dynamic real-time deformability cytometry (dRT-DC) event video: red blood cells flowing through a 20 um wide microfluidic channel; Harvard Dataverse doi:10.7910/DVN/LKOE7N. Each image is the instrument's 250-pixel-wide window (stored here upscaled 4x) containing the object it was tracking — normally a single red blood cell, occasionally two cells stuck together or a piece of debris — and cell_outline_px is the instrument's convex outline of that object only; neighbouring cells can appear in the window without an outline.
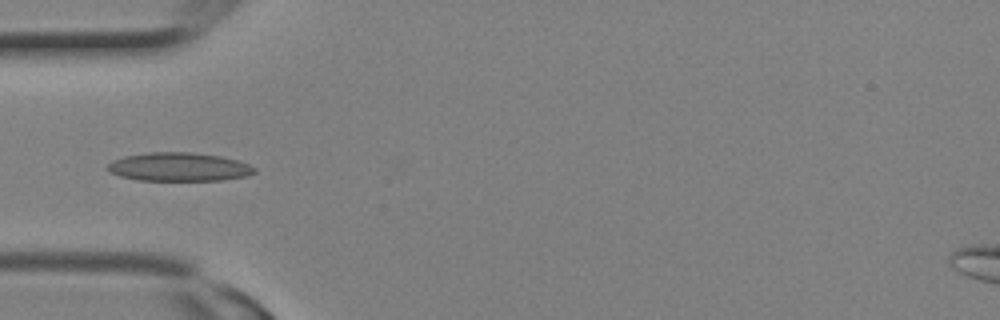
{"species": "Egyptian fruit bat (a non-hibernating species)", "species_latin": "Rousettus aegyptiacus", "temperature_condition": "room temperature", "stored_images_in_passage": 2, "camera_frame_rate_fps": 3000, "um_per_image_px": 0.085, "animal": {"sex": "female"}, "frame": {"image": 1, "passage_image": 2, "time_ms": 0.333, "image_size_px": [1000, 320], "cell_outline_px": [[256, 172], [244, 176], [224, 180], [136, 180], [120, 176], [108, 172], [104, 168], [112, 160], [124, 156], [148, 152], [192, 152], [220, 156], [236, 160], [248, 164], [256, 168]], "centroid_in_image_um": [15.15, 14.18], "position_along_channel_um": 69.9, "area_um2": 24.57}}